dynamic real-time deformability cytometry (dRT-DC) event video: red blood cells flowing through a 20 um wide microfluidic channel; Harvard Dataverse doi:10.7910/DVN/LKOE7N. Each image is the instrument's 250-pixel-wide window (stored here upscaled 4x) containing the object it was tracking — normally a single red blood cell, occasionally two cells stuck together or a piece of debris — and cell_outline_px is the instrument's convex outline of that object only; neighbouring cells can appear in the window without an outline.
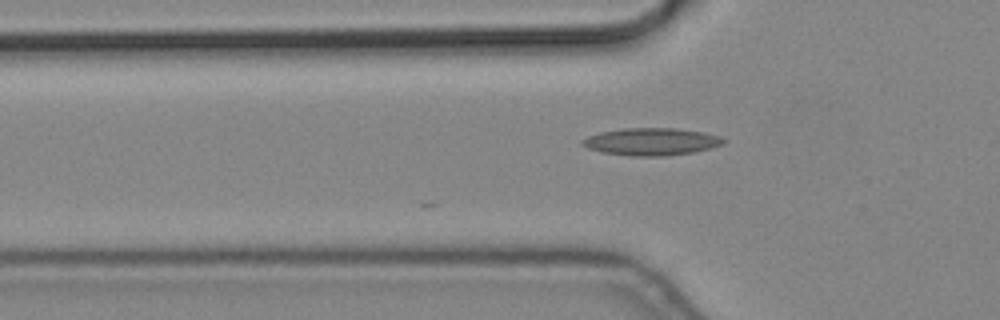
{"species": "common noctule bat (a hibernating species)", "species_latin": "Nyctalus noctula", "temperature_condition": "cold", "stored_images_in_passage": 23, "camera_frame_rate_fps": 3000, "um_per_image_px": 0.085, "animal": {"sex": "male", "body_mass_g": 19.2, "forearm_length_mm": 51.8}, "frame": {"image": 1, "passage_image": 3, "time_ms": 0.667, "image_size_px": [1000, 320], "cell_outline_px": [[728, 140], [720, 144], [708, 148], [692, 152], [664, 156], [628, 156], [600, 152], [588, 148], [580, 144], [580, 140], [588, 136], [600, 132], [624, 128], [676, 128], [704, 132], [720, 136]], "centroid_in_image_um": [55.32, 12.04], "position_along_channel_um": 70.5, "area_um2": 22.54}}
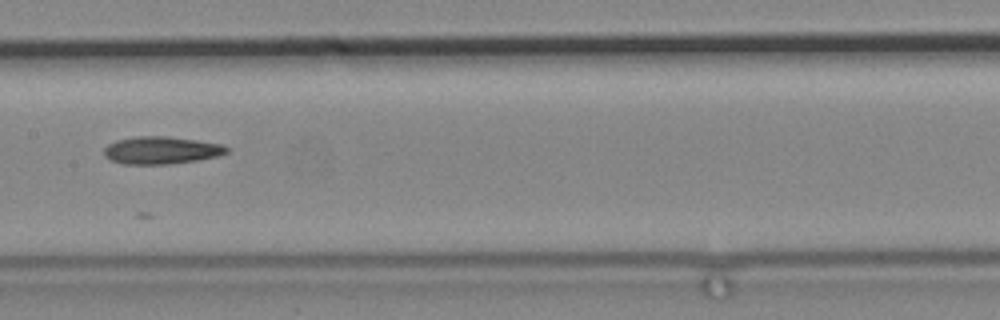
{"frame": {"image": 2, "passage_image": 13, "time_ms": 4.0, "image_size_px": [1000, 320], "cell_outline_px": [[228, 152], [220, 156], [200, 160], [168, 164], [124, 164], [112, 160], [104, 156], [104, 148], [108, 144], [116, 140], [136, 136], [168, 136], [224, 144], [228, 148]], "centroid_in_image_um": [13.74, 12.77], "position_along_channel_um": 193.7, "area_um2": 19.83}}
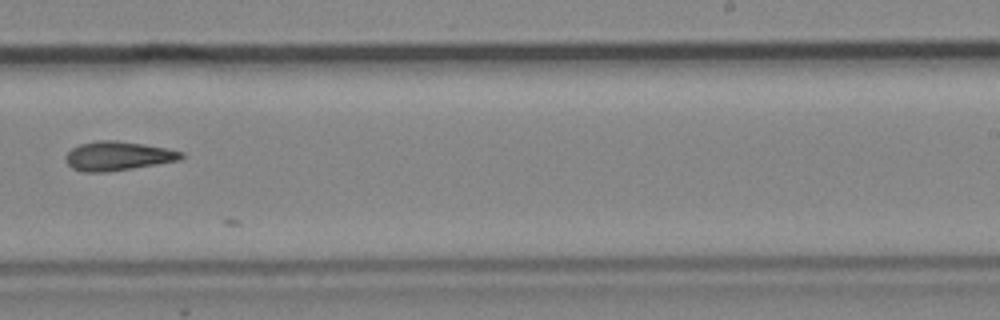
{"frame": {"image": 3, "passage_image": 20, "time_ms": 6.333, "image_size_px": [1000, 320], "cell_outline_px": [[184, 156], [180, 160], [108, 172], [84, 172], [72, 168], [68, 164], [64, 156], [72, 148], [80, 144], [96, 140], [116, 140], [144, 144], [184, 152]], "centroid_in_image_um": [10.0, 13.25], "position_along_channel_um": 279.0, "area_um2": 19.54}}